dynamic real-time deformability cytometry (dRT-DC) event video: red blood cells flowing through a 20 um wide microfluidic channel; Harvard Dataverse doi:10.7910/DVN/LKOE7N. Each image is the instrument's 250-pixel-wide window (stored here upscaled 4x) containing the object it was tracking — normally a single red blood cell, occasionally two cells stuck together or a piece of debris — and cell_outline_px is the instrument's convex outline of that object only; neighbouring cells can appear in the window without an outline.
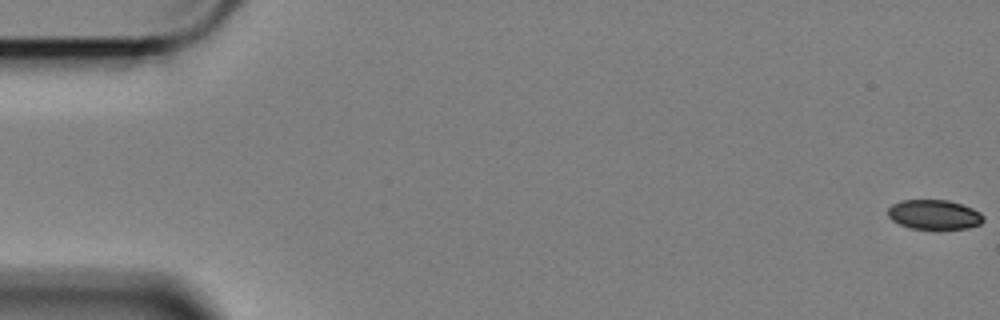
{"species": "Egyptian fruit bat (a non-hibernating species)", "species_latin": "Rousettus aegyptiacus", "temperature_condition": "cold", "stored_images_in_passage": 17, "camera_frame_rate_fps": 3000, "um_per_image_px": 0.085, "animal": {"sex": "female"}, "frame": {"image": 1, "passage_image": 1, "time_ms": 0.0, "image_size_px": [1000, 320], "cell_outline_px": [[984, 220], [980, 224], [968, 228], [940, 232], [936, 232], [908, 228], [892, 220], [888, 216], [888, 208], [892, 204], [900, 200], [948, 200], [972, 208], [980, 212], [984, 216]], "centroid_in_image_um": [79.41, 18.3], "position_along_channel_um": 5.6, "area_um2": 17.28}}
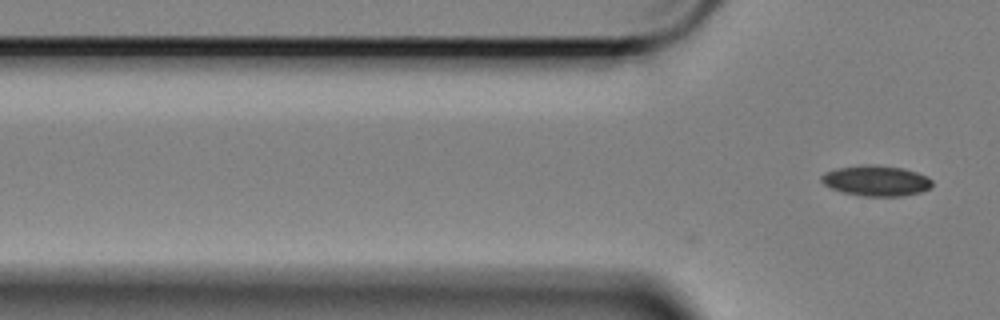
{"frame": {"image": 2, "passage_image": 17, "time_ms": 5.333, "image_size_px": [1000, 320], "cell_outline_px": [[932, 184], [928, 188], [920, 192], [900, 196], [860, 196], [828, 188], [820, 180], [820, 176], [824, 172], [836, 168], [864, 164], [872, 164], [904, 168], [928, 176], [932, 180]], "centroid_in_image_um": [74.43, 15.35], "position_along_channel_um": 51.4, "area_um2": 19.88}}